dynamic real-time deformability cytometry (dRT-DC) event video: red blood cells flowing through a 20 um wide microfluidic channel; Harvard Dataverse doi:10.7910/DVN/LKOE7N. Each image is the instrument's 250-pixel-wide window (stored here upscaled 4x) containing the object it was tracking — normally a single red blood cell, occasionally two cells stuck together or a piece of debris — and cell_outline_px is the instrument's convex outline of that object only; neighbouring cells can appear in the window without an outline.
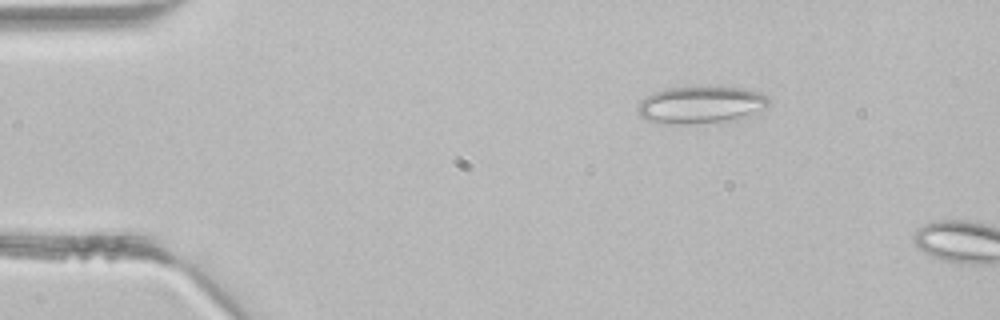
{"species": "common noctule bat (a hibernating species)", "species_latin": "Nyctalus noctula", "temperature_condition": "room temperature", "stored_images_in_passage": 2, "camera_frame_rate_fps": 3000, "um_per_image_px": 0.085, "animal": {"sex": "male", "body_mass_g": 21.5, "forearm_length_mm": 52.0}, "frame": {"image": 1, "passage_image": 1, "time_ms": 0.0, "image_size_px": [1000, 320], "cell_outline_px": [[768, 104], [764, 108], [748, 116], [736, 120], [720, 124], [656, 124], [640, 116], [636, 108], [636, 104], [640, 100], [652, 92], [668, 88], [744, 88], [760, 92], [768, 96]], "centroid_in_image_um": [59.53, 8.96], "position_along_channel_um": 25.5, "area_um2": 28.96}}